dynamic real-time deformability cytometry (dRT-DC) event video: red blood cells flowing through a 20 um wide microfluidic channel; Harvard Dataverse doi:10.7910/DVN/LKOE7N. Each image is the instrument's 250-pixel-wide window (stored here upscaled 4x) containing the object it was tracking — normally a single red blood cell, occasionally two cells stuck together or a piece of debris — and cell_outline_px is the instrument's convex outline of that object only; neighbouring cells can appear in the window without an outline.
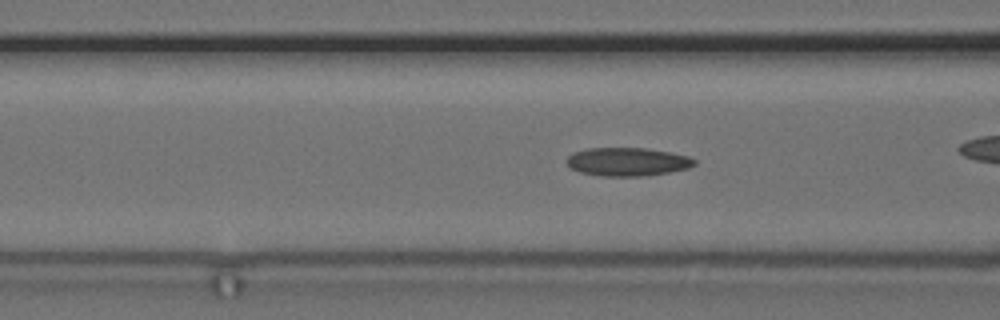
{"species": "common noctule bat (a hibernating species)", "species_latin": "Nyctalus noctula", "temperature_condition": "cold", "stored_images_in_passage": 40, "camera_frame_rate_fps": 3000, "um_per_image_px": 0.085, "animal": {"sex": "female", "body_mass_g": 24.6, "forearm_length_mm": 56.2}, "frame": {"image": 1, "passage_image": 18, "time_ms": 5.667, "image_size_px": [1000, 320], "cell_outline_px": [[696, 164], [688, 168], [668, 172], [644, 176], [600, 176], [580, 172], [568, 168], [564, 160], [572, 152], [588, 148], [644, 148], [668, 152], [688, 156], [696, 160]], "centroid_in_image_um": [53.26, 13.75], "position_along_channel_um": 113.3, "area_um2": 21.27}}